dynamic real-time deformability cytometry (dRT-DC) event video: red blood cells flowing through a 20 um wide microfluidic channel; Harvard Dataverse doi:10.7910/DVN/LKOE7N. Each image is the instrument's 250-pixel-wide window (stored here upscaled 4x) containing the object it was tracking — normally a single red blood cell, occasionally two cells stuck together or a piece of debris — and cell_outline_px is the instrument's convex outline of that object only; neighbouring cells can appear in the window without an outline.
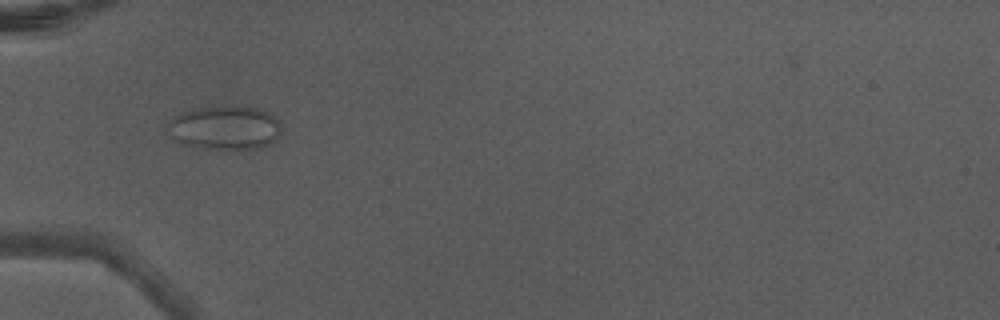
{"species": "Egyptian fruit bat (a non-hibernating species)", "species_latin": "Rousettus aegyptiacus", "temperature_condition": "warm", "stored_images_in_passage": 5, "camera_frame_rate_fps": 3000, "um_per_image_px": 0.085, "animal": {"sex": "male"}, "frame": {"image": 1, "passage_image": 4, "time_ms": 1.0, "image_size_px": [1000, 320], "cell_outline_px": [[280, 132], [276, 140], [260, 148], [204, 148], [184, 144], [172, 140], [168, 124], [176, 116], [200, 108], [260, 108], [268, 112], [280, 120]], "centroid_in_image_um": [19.17, 10.89], "position_along_channel_um": 65.8, "area_um2": 28.09}}
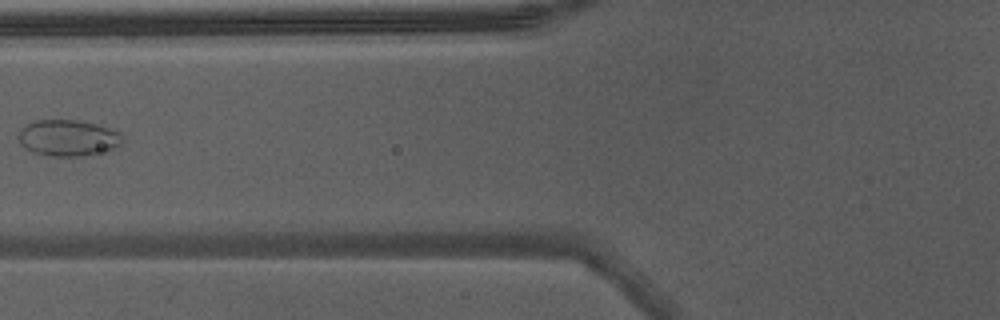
{"frame": {"image": 2, "passage_image": 5, "time_ms": 1.333, "image_size_px": [1000, 320], "cell_outline_px": [[124, 144], [92, 156], [52, 156], [32, 152], [24, 148], [20, 144], [20, 128], [36, 120], [76, 120], [96, 124], [120, 132], [124, 140]], "centroid_in_image_um": [5.82, 11.74], "position_along_channel_um": 120.0, "area_um2": 22.14}}